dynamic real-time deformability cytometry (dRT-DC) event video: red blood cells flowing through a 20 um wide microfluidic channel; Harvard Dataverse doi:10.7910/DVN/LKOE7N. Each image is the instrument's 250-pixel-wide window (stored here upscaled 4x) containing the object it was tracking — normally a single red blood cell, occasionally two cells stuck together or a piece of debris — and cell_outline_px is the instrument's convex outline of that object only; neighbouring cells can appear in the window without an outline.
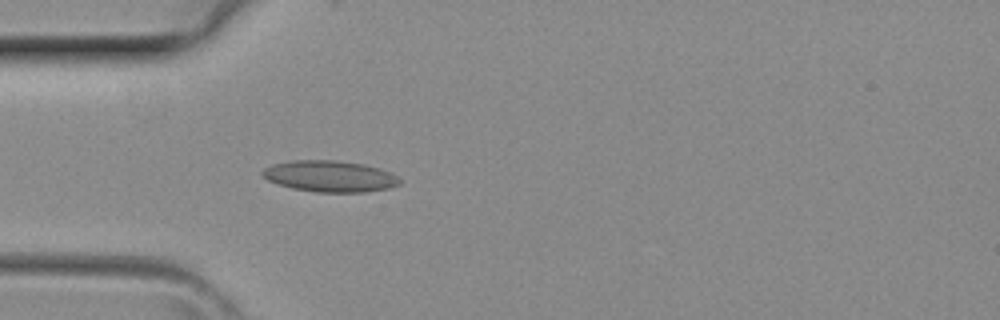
{"species": "common noctule bat (a hibernating species)", "species_latin": "Nyctalus noctula", "temperature_condition": "room temperature", "stored_images_in_passage": 4, "camera_frame_rate_fps": 3000, "um_per_image_px": 0.085, "animal": {"sex": "female", "body_mass_g": 29.2, "forearm_length_mm": 56.3}, "frame": {"image": 1, "passage_image": 4, "time_ms": 1.0, "image_size_px": [1000, 320], "cell_outline_px": [[400, 184], [392, 188], [368, 192], [316, 192], [292, 188], [276, 184], [268, 180], [260, 172], [264, 168], [272, 164], [292, 160], [336, 160], [364, 164], [380, 168], [392, 172], [400, 180]], "centroid_in_image_um": [28.06, 14.98], "position_along_channel_um": 56.9, "area_um2": 25.32}}